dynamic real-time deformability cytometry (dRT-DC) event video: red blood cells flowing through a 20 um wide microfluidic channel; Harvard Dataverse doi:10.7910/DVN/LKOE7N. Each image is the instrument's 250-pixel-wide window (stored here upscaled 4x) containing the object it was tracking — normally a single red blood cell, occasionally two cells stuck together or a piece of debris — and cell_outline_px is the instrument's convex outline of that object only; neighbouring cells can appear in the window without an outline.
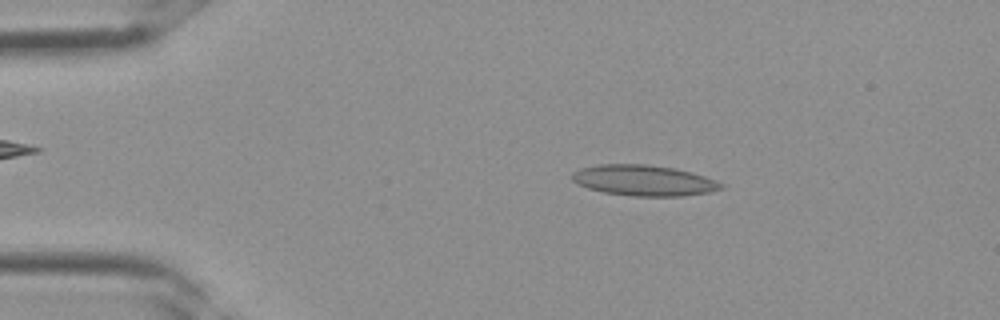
{"species": "Egyptian fruit bat (a non-hibernating species)", "species_latin": "Rousettus aegyptiacus", "temperature_condition": "room temperature", "stored_images_in_passage": 2, "camera_frame_rate_fps": 3000, "um_per_image_px": 0.085, "frame": {"image": 1, "passage_image": 1, "time_ms": 0.0, "image_size_px": [1000, 320], "cell_outline_px": [[724, 188], [708, 192], [684, 196], [632, 196], [604, 192], [588, 188], [576, 184], [572, 180], [572, 172], [580, 168], [596, 164], [648, 164], [672, 168], [692, 172], [716, 180], [724, 184]], "centroid_in_image_um": [54.71, 15.33], "position_along_channel_um": 30.3, "area_um2": 26.82}}